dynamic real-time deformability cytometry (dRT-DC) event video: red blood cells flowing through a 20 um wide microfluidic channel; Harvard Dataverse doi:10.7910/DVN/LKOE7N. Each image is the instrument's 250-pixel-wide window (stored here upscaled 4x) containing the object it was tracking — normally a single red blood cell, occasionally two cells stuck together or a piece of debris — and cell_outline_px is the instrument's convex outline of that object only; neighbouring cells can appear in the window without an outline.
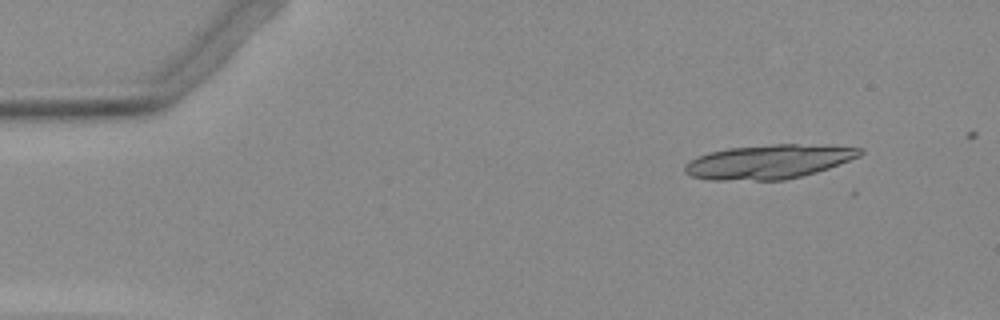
{"species": "Egyptian fruit bat (a non-hibernating species)", "species_latin": "Rousettus aegyptiacus", "temperature_condition": "warm", "stored_images_in_passage": 13, "camera_frame_rate_fps": 3000, "um_per_image_px": 0.085, "animal": {"sex": "female"}, "frame": {"image": 1, "passage_image": 1, "time_ms": 0.0, "image_size_px": [1000, 320], "cell_outline_px": [[864, 152], [860, 156], [840, 164], [816, 172], [784, 180], [708, 180], [692, 176], [684, 172], [684, 164], [700, 156], [712, 152], [728, 148], [772, 144], [796, 144], [864, 148]], "centroid_in_image_um": [65.35, 13.75], "position_along_channel_um": 19.7, "area_um2": 34.56}}